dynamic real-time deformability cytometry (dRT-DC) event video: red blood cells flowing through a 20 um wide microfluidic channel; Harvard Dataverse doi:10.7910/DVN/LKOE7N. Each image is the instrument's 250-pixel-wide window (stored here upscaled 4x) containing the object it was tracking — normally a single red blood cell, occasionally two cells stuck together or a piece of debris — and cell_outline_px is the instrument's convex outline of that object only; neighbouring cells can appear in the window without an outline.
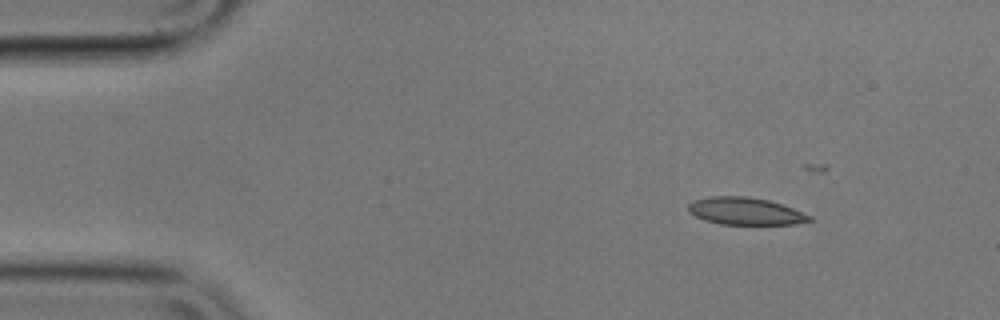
{"species": "common noctule bat (a hibernating species)", "species_latin": "Nyctalus noctula", "temperature_condition": "cold", "stored_images_in_passage": 8, "camera_frame_rate_fps": 3000, "um_per_image_px": 0.085, "animal": {"sex": "male", "body_mass_g": 17.9}, "frame": {"image": 1, "passage_image": 1, "time_ms": 0.0, "image_size_px": [1000, 320], "cell_outline_px": [[812, 220], [796, 224], [720, 224], [704, 220], [688, 212], [688, 204], [692, 200], [712, 196], [748, 196], [768, 200], [792, 208], [812, 216]], "centroid_in_image_um": [63.32, 17.94], "position_along_channel_um": 21.7, "area_um2": 19.25}}